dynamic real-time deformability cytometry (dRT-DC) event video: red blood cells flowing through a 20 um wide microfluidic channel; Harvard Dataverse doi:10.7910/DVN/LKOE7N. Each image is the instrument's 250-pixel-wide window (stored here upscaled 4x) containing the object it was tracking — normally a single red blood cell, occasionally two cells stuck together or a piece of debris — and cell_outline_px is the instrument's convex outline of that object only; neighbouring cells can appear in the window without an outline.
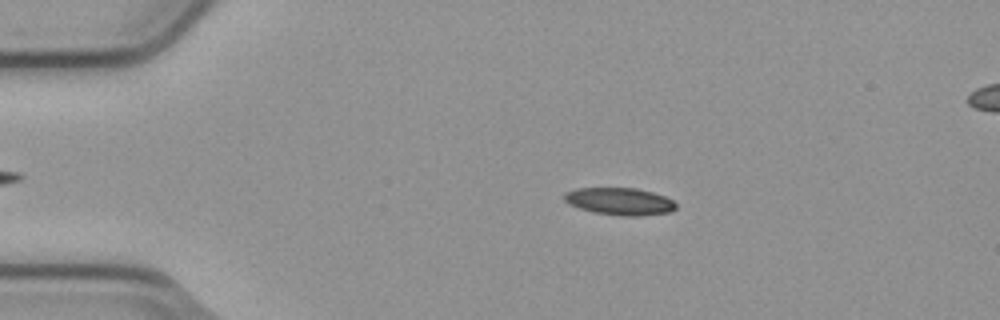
{"species": "common noctule bat (a hibernating species)", "species_latin": "Nyctalus noctula", "temperature_condition": "cold", "stored_images_in_passage": 4, "camera_frame_rate_fps": 3000, "um_per_image_px": 0.085, "animal": {"sex": "male", "body_mass_g": 23.1, "forearm_length_mm": 52.7}, "frame": {"image": 1, "passage_image": 2, "time_ms": 0.333, "image_size_px": [1000, 320], "cell_outline_px": [[676, 208], [672, 212], [636, 216], [620, 216], [596, 212], [580, 208], [568, 204], [564, 200], [564, 192], [576, 188], [636, 188], [652, 192], [664, 196], [672, 200], [676, 204]], "centroid_in_image_um": [52.67, 17.11], "position_along_channel_um": 32.3, "area_um2": 17.74}}